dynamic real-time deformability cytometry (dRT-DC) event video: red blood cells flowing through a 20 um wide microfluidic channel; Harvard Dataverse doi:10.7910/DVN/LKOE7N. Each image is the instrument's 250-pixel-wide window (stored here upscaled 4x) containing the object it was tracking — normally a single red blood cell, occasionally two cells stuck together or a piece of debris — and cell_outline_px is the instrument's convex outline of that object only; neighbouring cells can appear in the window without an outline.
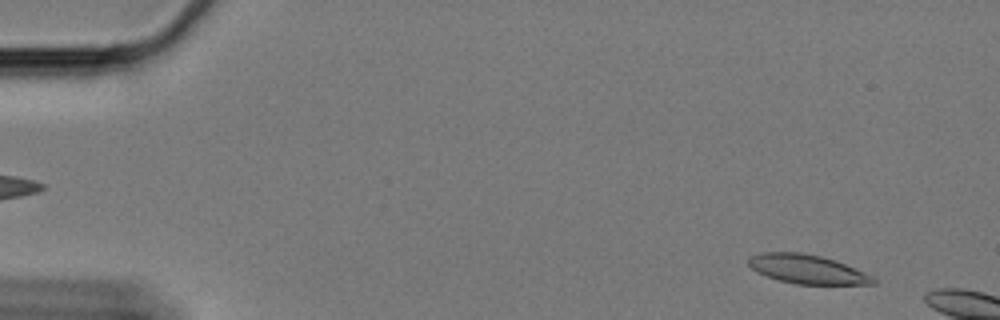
{"species": "Egyptian fruit bat (a non-hibernating species)", "species_latin": "Rousettus aegyptiacus", "temperature_condition": "cold", "stored_images_in_passage": 10, "camera_frame_rate_fps": 3000, "um_per_image_px": 0.085, "animal": {"sex": "female"}, "frame": {"image": 1, "passage_image": 5, "time_ms": 1.333, "image_size_px": [1000, 320], "cell_outline_px": [[876, 284], [796, 284], [780, 280], [756, 272], [748, 264], [748, 260], [752, 256], [760, 252], [800, 252], [820, 256], [836, 260], [872, 276], [876, 280]], "centroid_in_image_um": [68.6, 22.87], "position_along_channel_um": 16.4, "area_um2": 20.87}}